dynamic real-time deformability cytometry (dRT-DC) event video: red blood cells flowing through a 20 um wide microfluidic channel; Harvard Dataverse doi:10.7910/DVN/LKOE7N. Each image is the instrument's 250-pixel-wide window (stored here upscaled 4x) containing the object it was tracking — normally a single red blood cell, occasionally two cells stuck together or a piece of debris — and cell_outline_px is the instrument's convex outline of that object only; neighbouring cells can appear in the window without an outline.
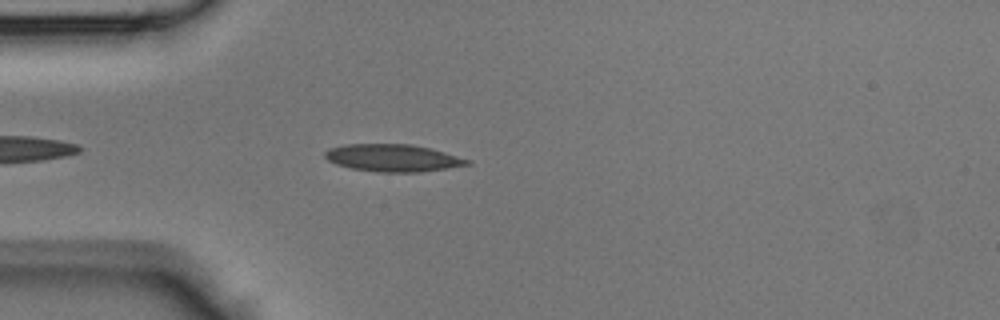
{"species": "Egyptian fruit bat (a non-hibernating species)", "species_latin": "Rousettus aegyptiacus", "temperature_condition": "room temperature", "stored_images_in_passage": 16, "camera_frame_rate_fps": 3000, "um_per_image_px": 0.085, "animal": {"sex": "male"}, "frame": {"image": 1, "passage_image": 4, "time_ms": 1.0, "image_size_px": [1000, 320], "cell_outline_px": [[472, 164], [420, 172], [376, 172], [352, 168], [336, 164], [328, 160], [324, 156], [324, 152], [328, 148], [344, 144], [412, 144], [444, 152], [472, 160]], "centroid_in_image_um": [33.38, 13.42], "position_along_channel_um": 51.6, "area_um2": 22.66}}
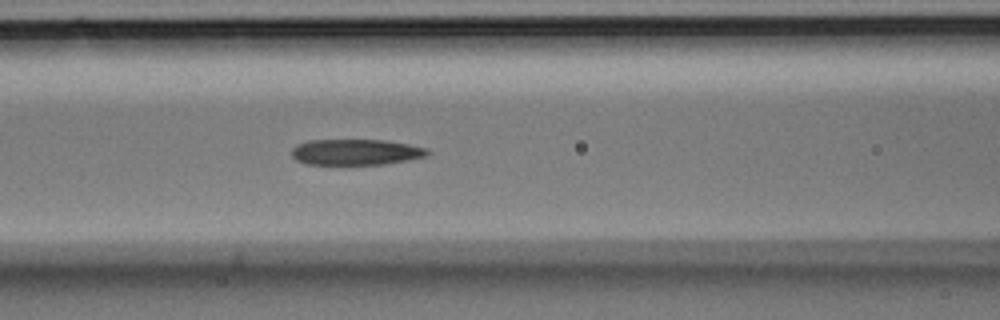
{"frame": {"image": 2, "passage_image": 10, "time_ms": 3.0, "image_size_px": [1000, 320], "cell_outline_px": [[428, 152], [424, 156], [408, 160], [384, 164], [308, 164], [296, 160], [292, 156], [292, 148], [296, 144], [308, 140], [384, 140], [408, 144], [428, 148]], "centroid_in_image_um": [30.21, 12.92], "position_along_channel_um": 136.4, "area_um2": 20.35}}
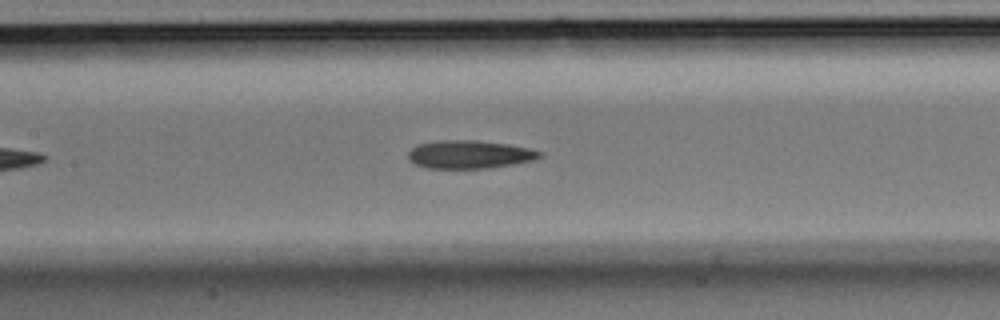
{"frame": {"image": 3, "passage_image": 12, "time_ms": 3.667, "image_size_px": [1000, 320], "cell_outline_px": [[544, 156], [532, 160], [512, 164], [488, 168], [428, 168], [416, 164], [408, 160], [408, 152], [416, 144], [440, 140], [476, 140], [508, 144], [528, 148], [544, 152]], "centroid_in_image_um": [39.9, 13.12], "position_along_channel_um": 167.5, "area_um2": 21.62}}